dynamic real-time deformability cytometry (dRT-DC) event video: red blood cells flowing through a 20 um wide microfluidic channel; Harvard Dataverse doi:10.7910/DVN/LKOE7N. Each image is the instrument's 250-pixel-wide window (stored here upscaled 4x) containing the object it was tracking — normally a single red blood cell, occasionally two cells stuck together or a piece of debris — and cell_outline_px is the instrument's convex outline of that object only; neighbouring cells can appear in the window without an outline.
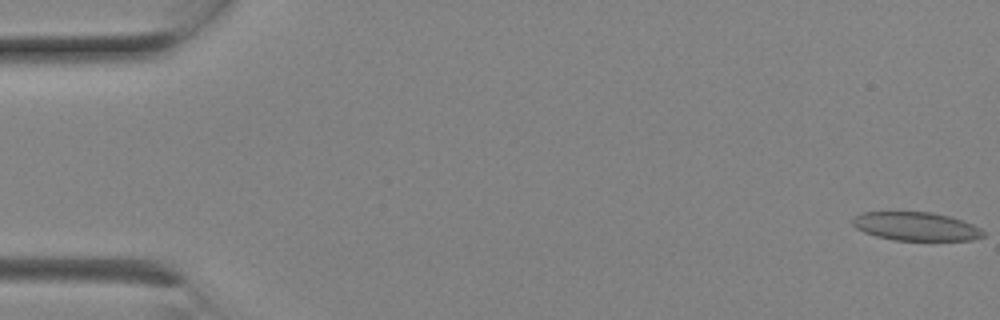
{"species": "Egyptian fruit bat (a non-hibernating species)", "species_latin": "Rousettus aegyptiacus", "temperature_condition": "room temperature", "stored_images_in_passage": 8, "segment_of_instrument_passage": [1, 2], "camera_frame_rate_fps": 3000, "um_per_image_px": 0.085, "animal": {"sex": "female"}, "frame": {"image": 1, "passage_image": 1, "time_ms": 0.0, "image_size_px": [1000, 320], "cell_outline_px": [[984, 236], [972, 240], [896, 240], [876, 236], [864, 232], [856, 228], [852, 224], [852, 220], [856, 216], [864, 212], [932, 212], [964, 220], [980, 228], [984, 232]], "centroid_in_image_um": [77.87, 19.24], "position_along_channel_um": 7.1, "area_um2": 21.62}}
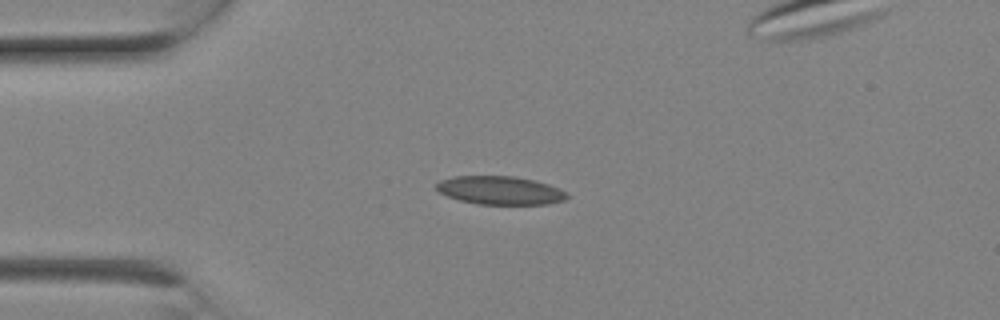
{"frame": {"image": 2, "passage_image": 6, "time_ms": 1.667, "image_size_px": [1000, 320], "cell_outline_px": [[568, 196], [564, 200], [548, 204], [476, 204], [460, 200], [448, 196], [440, 192], [436, 188], [436, 184], [440, 180], [452, 176], [516, 176], [536, 180], [560, 188], [568, 192]], "centroid_in_image_um": [42.54, 16.17], "position_along_channel_um": 42.5, "area_um2": 21.73}}